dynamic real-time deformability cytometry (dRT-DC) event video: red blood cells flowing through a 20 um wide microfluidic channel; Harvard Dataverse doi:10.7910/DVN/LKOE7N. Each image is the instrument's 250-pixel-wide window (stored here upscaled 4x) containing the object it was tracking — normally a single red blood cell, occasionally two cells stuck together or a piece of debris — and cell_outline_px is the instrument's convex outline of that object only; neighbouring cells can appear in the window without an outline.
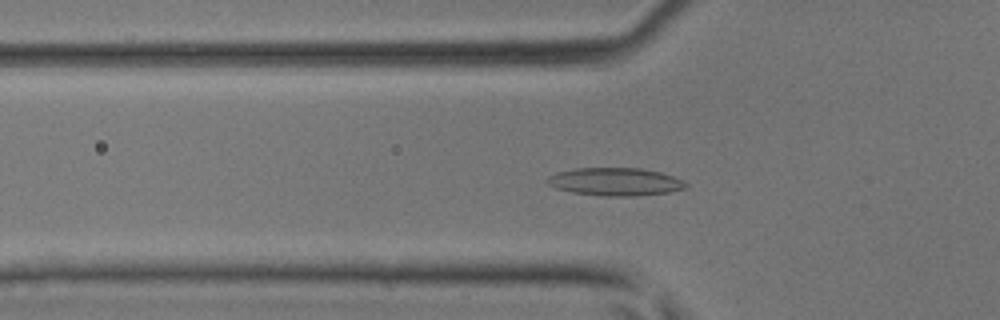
{"species": "common noctule bat (a hibernating species)", "species_latin": "Nyctalus noctula", "temperature_condition": "room temperature", "stored_images_in_passage": 45, "camera_frame_rate_fps": 3000, "um_per_image_px": 0.085, "animal": {"sex": "male", "body_mass_g": 17.9, "forearm_length_mm": 54.2}, "frame": {"image": 1, "passage_image": 15, "time_ms": 4.667, "image_size_px": [1000, 320], "cell_outline_px": [[688, 188], [668, 192], [636, 196], [600, 196], [572, 192], [556, 188], [548, 184], [544, 180], [548, 176], [556, 172], [576, 168], [640, 168], [660, 172], [672, 176], [688, 184]], "centroid_in_image_um": [52.26, 15.45], "position_along_channel_um": 73.5, "area_um2": 22.6}}
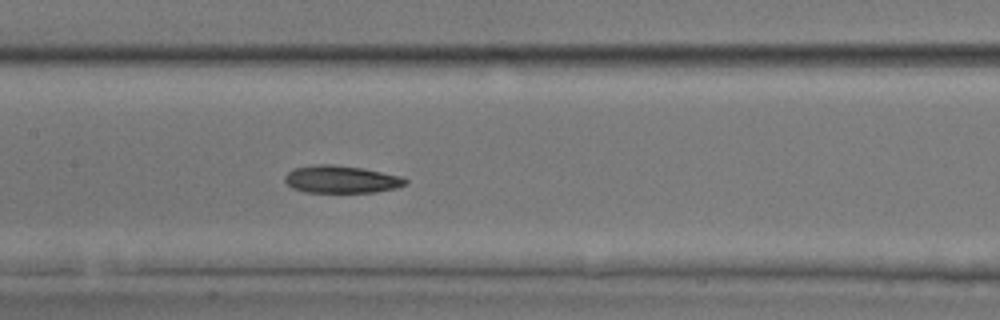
{"frame": {"image": 2, "passage_image": 22, "time_ms": 7.0, "image_size_px": [1000, 320], "cell_outline_px": [[408, 184], [396, 188], [376, 192], [304, 192], [292, 188], [284, 180], [284, 176], [288, 172], [296, 168], [316, 164], [332, 164], [364, 168], [400, 176], [408, 180]], "centroid_in_image_um": [29.02, 15.24], "position_along_channel_um": 178.4, "area_um2": 19.36}}
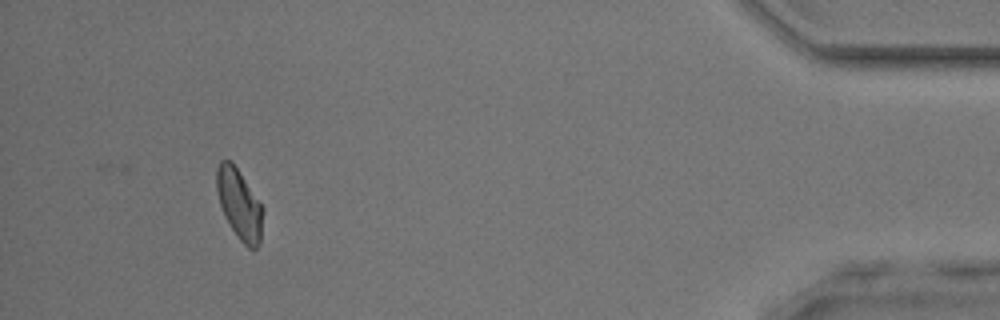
{"frame": {"image": 3, "passage_image": 42, "time_ms": 13.667, "image_size_px": [1000, 320], "cell_outline_px": [[264, 212], [260, 244], [252, 252], [240, 240], [224, 216], [220, 204], [216, 188], [216, 168], [220, 160], [232, 160], [264, 208]], "centroid_in_image_um": [20.36, 17.36], "position_along_channel_um": 414.8, "area_um2": 19.19}}